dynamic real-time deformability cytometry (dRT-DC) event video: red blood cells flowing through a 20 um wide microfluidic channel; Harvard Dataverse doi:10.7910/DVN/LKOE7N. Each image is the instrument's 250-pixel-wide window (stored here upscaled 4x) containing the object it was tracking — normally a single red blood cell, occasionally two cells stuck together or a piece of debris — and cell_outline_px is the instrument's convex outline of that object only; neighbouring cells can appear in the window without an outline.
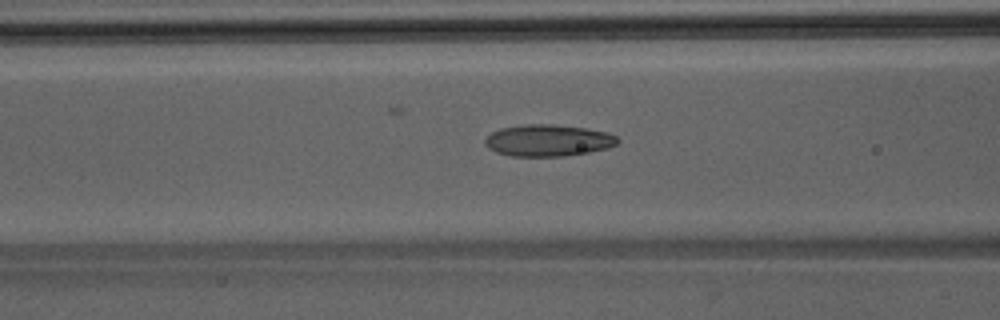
{"species": "Egyptian fruit bat (a non-hibernating species)", "species_latin": "Rousettus aegyptiacus", "temperature_condition": "room temperature", "stored_images_in_passage": 50, "camera_frame_rate_fps": 3000, "um_per_image_px": 0.085, "animal": {"sex": "male"}, "frame": {"image": 1, "passage_image": 20, "time_ms": 6.333, "image_size_px": [1000, 320], "cell_outline_px": [[620, 140], [616, 144], [608, 148], [588, 152], [564, 156], [512, 156], [496, 152], [488, 148], [484, 144], [484, 140], [492, 132], [500, 128], [528, 124], [556, 124], [584, 128], [608, 132], [616, 136]], "centroid_in_image_um": [46.58, 11.93], "position_along_channel_um": 120.0, "area_um2": 24.51}}
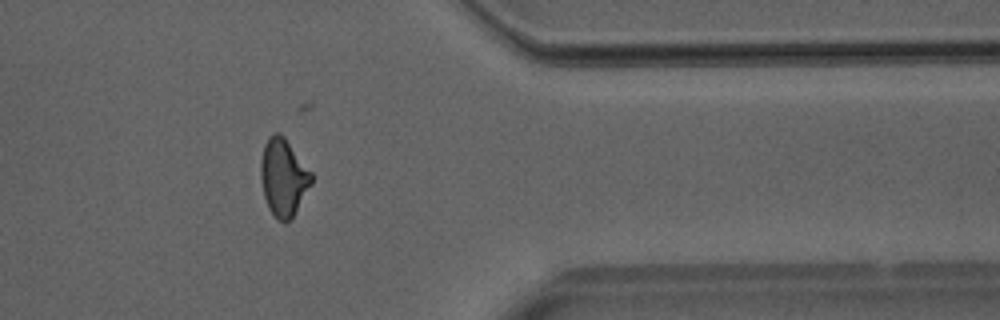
{"frame": {"image": 2, "passage_image": 40, "time_ms": 13.0, "image_size_px": [1000, 320], "cell_outline_px": [[312, 184], [292, 216], [288, 220], [276, 220], [268, 208], [264, 196], [260, 176], [260, 160], [264, 144], [268, 136], [276, 132], [280, 132], [284, 136], [312, 172]], "centroid_in_image_um": [24.07, 15.03], "position_along_channel_um": 387.3, "area_um2": 22.83}}
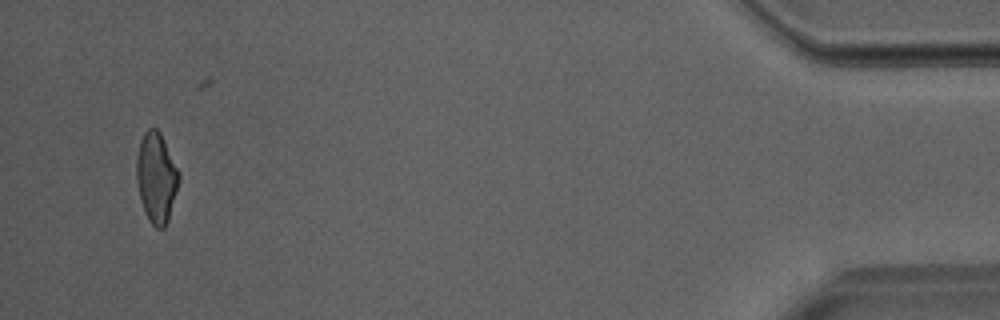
{"frame": {"image": 3, "passage_image": 47, "time_ms": 15.333, "image_size_px": [1000, 320], "cell_outline_px": [[180, 180], [168, 220], [164, 228], [156, 228], [148, 220], [144, 212], [140, 200], [136, 180], [136, 160], [140, 140], [144, 132], [148, 128], [156, 128], [160, 132], [180, 172]], "centroid_in_image_um": [13.28, 15.1], "position_along_channel_um": 421.9, "area_um2": 22.48}}